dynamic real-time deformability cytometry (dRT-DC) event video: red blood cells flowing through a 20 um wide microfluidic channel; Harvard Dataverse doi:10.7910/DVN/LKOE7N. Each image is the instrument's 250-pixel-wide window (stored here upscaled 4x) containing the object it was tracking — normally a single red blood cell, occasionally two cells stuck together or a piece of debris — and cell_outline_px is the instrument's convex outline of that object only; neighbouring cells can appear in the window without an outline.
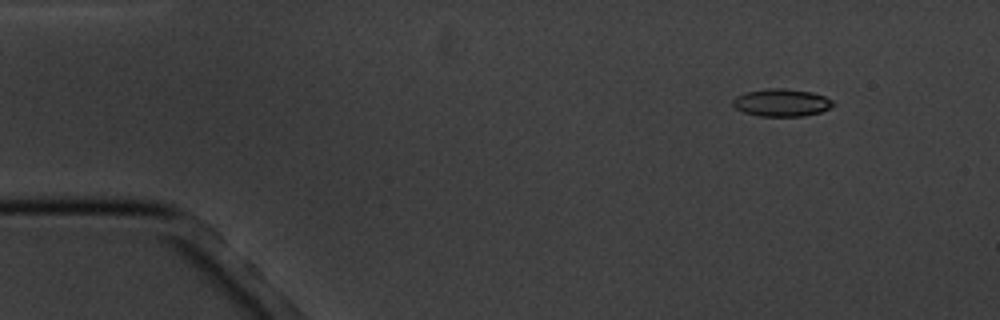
{"species": "common noctule bat (a hibernating species)", "species_latin": "Nyctalus noctula", "temperature_condition": "cold", "stored_images_in_passage": 6, "camera_frame_rate_fps": 3000, "um_per_image_px": 0.085, "animal": {"sex": "male", "body_mass_g": 20.1, "forearm_length_mm": 53.5}, "frame": {"image": 1, "passage_image": 2, "time_ms": 1.0, "image_size_px": [1000, 320], "cell_outline_px": [[836, 104], [820, 112], [804, 116], [760, 116], [744, 112], [736, 108], [732, 104], [732, 100], [736, 96], [744, 92], [764, 88], [784, 88], [812, 92], [824, 96], [832, 100]], "centroid_in_image_um": [66.41, 8.71], "position_along_channel_um": 18.6, "area_um2": 16.18}}
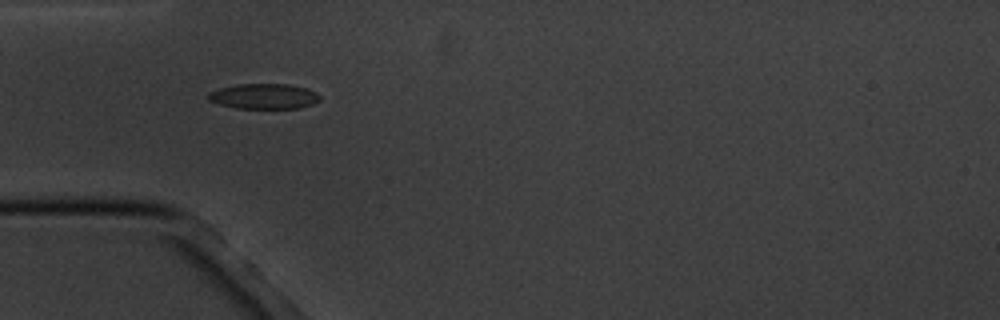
{"frame": {"image": 2, "passage_image": 5, "time_ms": 4.667, "image_size_px": [1000, 320], "cell_outline_px": [[320, 100], [312, 104], [300, 108], [236, 108], [220, 104], [208, 100], [208, 92], [220, 88], [236, 84], [288, 84], [308, 88], [316, 92], [320, 96]], "centroid_in_image_um": [22.45, 8.18], "position_along_channel_um": 62.6, "area_um2": 16.47}}
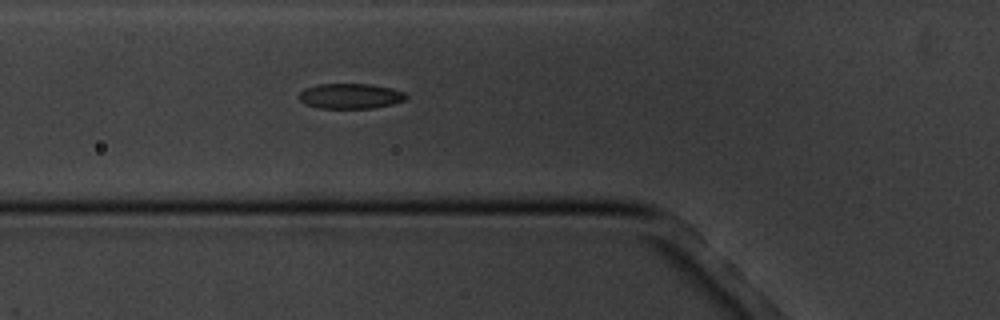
{"frame": {"image": 3, "passage_image": 6, "time_ms": 5.667, "image_size_px": [1000, 320], "cell_outline_px": [[408, 96], [404, 100], [392, 104], [372, 108], [320, 108], [304, 104], [296, 96], [304, 88], [316, 84], [372, 84], [392, 88], [404, 92]], "centroid_in_image_um": [29.74, 8.16], "position_along_channel_um": 96.1, "area_um2": 15.9}}